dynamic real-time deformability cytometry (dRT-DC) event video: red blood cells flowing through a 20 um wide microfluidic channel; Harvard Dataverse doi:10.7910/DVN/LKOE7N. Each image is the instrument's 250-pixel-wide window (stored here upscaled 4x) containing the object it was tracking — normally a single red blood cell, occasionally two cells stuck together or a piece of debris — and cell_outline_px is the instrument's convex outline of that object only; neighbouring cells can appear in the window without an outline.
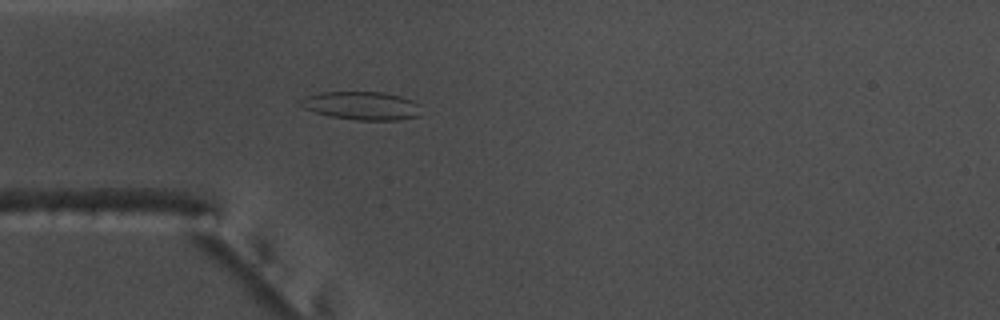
{"species": "common noctule bat (a hibernating species)", "species_latin": "Nyctalus noctula", "temperature_condition": "warm", "stored_images_in_passage": 53, "camera_frame_rate_fps": 3000, "um_per_image_px": 0.085, "animal": {"sex": "male", "body_mass_g": 17.5, "forearm_length_mm": 52.3}, "frame": {"image": 1, "passage_image": 14, "time_ms": 4.333, "image_size_px": [1000, 320], "cell_outline_px": [[420, 116], [400, 120], [356, 120], [332, 116], [316, 112], [304, 108], [300, 104], [300, 100], [304, 96], [320, 92], [384, 92], [400, 96], [412, 100], [420, 104]], "centroid_in_image_um": [30.78, 8.98], "position_along_channel_um": 54.2, "area_um2": 19.94}}
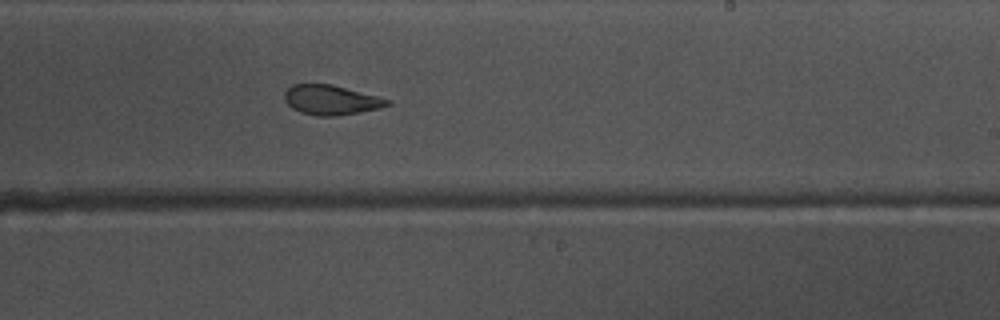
{"frame": {"image": 2, "passage_image": 31, "time_ms": 10.0, "image_size_px": [1000, 320], "cell_outline_px": [[392, 104], [380, 108], [360, 112], [336, 116], [316, 116], [300, 112], [292, 108], [284, 100], [284, 92], [292, 84], [332, 84], [392, 100]], "centroid_in_image_um": [28.14, 8.5], "position_along_channel_um": 260.9, "area_um2": 17.92}}
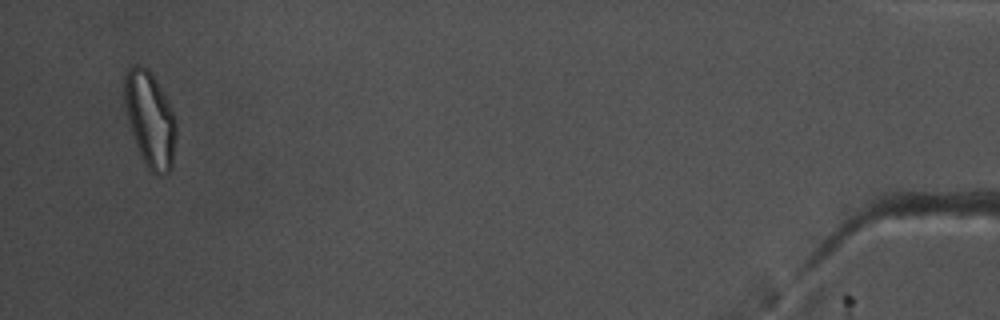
{"frame": {"image": 3, "passage_image": 51, "time_ms": 16.667, "image_size_px": [1000, 320], "cell_outline_px": [[176, 136], [172, 168], [168, 172], [160, 176], [156, 176], [148, 168], [136, 144], [128, 120], [124, 100], [124, 76], [128, 68], [132, 64], [140, 64], [156, 80], [168, 100], [176, 120]], "centroid_in_image_um": [12.76, 10.14], "position_along_channel_um": 422.4, "area_um2": 28.55}, "authors_computed_cell_mechanics": {"area_um2": 20.1722, "velocity_mm_per_s": 3.7407, "shape_relaxation_time_tau1_ms": null, "shape_relaxation_time_tau2_ms": 1.8604, "deformation_change_tau1": null, "deformation_change_tau2": 0.0904}}